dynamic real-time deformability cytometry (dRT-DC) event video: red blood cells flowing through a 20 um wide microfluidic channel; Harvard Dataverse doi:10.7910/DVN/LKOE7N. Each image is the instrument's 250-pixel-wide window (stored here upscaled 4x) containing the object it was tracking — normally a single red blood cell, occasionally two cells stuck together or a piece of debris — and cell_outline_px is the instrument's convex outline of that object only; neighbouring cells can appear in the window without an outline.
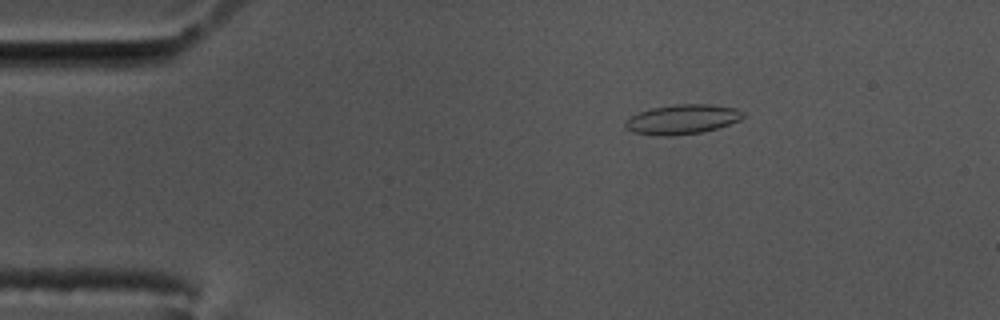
{"species": "common noctule bat (a hibernating species)", "species_latin": "Nyctalus noctula", "temperature_condition": "cold", "stored_images_in_passage": 58, "camera_frame_rate_fps": 3000, "um_per_image_px": 0.085, "animal": {"sex": "male", "body_mass_g": 17.5, "forearm_length_mm": 52.3}, "frame": {"image": 1, "passage_image": 10, "time_ms": 3.0, "image_size_px": [1000, 320], "cell_outline_px": [[744, 116], [740, 120], [704, 132], [672, 136], [656, 136], [632, 132], [624, 128], [624, 124], [632, 116], [640, 112], [652, 108], [676, 104], [712, 104], [736, 108], [744, 112]], "centroid_in_image_um": [58.0, 10.15], "position_along_channel_um": 27.0, "area_um2": 20.4}}
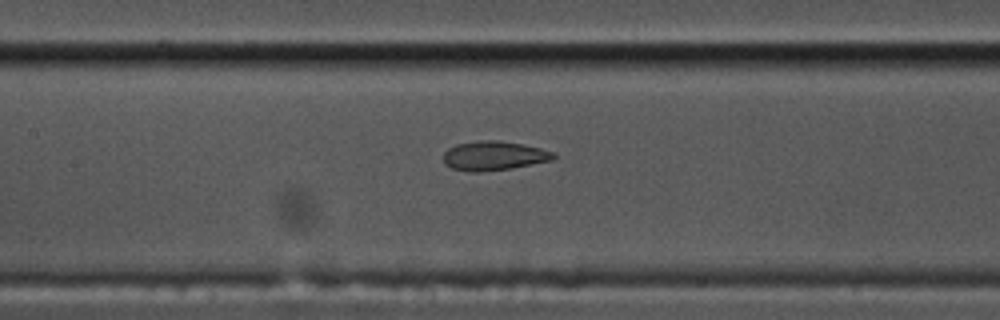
{"frame": {"image": 2, "passage_image": 27, "time_ms": 8.667, "image_size_px": [1000, 320], "cell_outline_px": [[556, 156], [552, 160], [512, 168], [480, 172], [472, 172], [452, 168], [444, 164], [444, 152], [448, 148], [456, 144], [484, 140], [496, 140], [524, 144], [556, 152]], "centroid_in_image_um": [41.99, 13.24], "position_along_channel_um": 165.4, "area_um2": 18.79}}
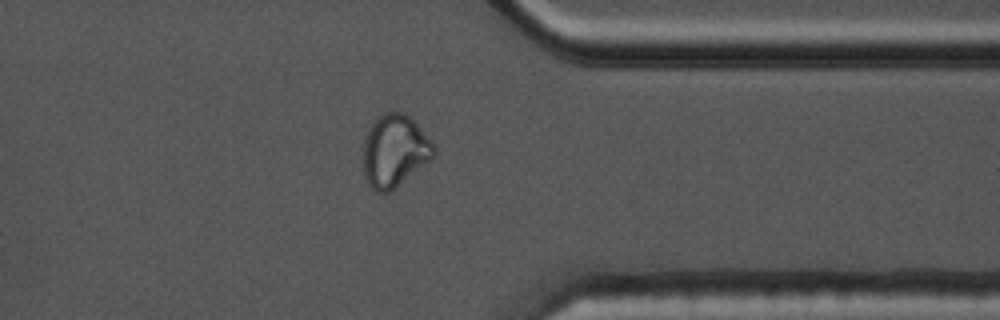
{"frame": {"image": 3, "passage_image": 46, "time_ms": 15.0, "image_size_px": [1000, 320], "cell_outline_px": [[436, 152], [428, 160], [388, 192], [376, 192], [368, 184], [364, 176], [364, 136], [372, 124], [384, 112], [400, 112], [408, 116], [420, 128], [436, 148]], "centroid_in_image_um": [33.5, 12.81], "position_along_channel_um": 377.9, "area_um2": 28.78}, "authors_computed_cell_mechanics": {"area_um2": 19.941, "velocity_mm_per_s": 3.4595, "shape_relaxation_time_tau1_ms": null, "shape_relaxation_time_tau2_ms": 1.5117, "deformation_change_tau1": null, "deformation_change_tau2": 0.0733}}